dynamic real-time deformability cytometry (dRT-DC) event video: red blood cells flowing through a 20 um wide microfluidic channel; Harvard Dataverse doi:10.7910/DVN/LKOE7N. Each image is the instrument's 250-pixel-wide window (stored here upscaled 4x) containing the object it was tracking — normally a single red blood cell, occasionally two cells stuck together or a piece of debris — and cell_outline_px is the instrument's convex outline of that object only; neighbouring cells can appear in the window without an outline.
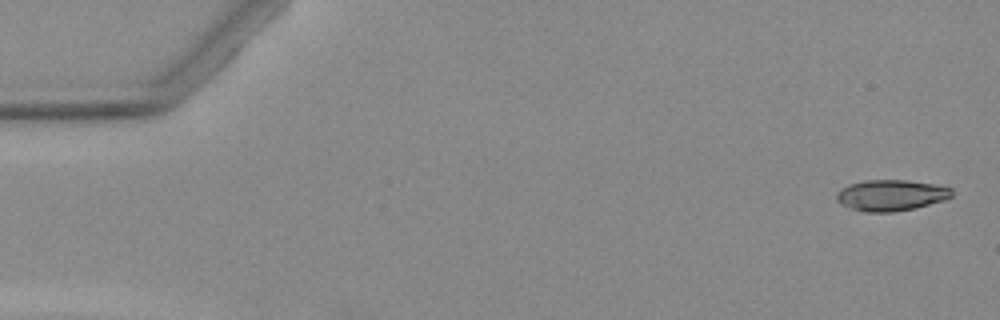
{"species": "Egyptian fruit bat (a non-hibernating species)", "species_latin": "Rousettus aegyptiacus", "temperature_condition": "warm", "stored_images_in_passage": 8, "camera_frame_rate_fps": 3000, "um_per_image_px": 0.085, "animal": {"sex": "female"}, "frame": {"image": 1, "passage_image": 1, "time_ms": 0.0, "image_size_px": [1000, 320], "cell_outline_px": [[952, 196], [944, 200], [916, 208], [892, 212], [864, 212], [840, 204], [836, 200], [836, 196], [840, 188], [848, 184], [864, 180], [904, 180], [932, 184], [952, 188]], "centroid_in_image_um": [75.7, 16.6], "position_along_channel_um": 9.3, "area_um2": 20.87}}
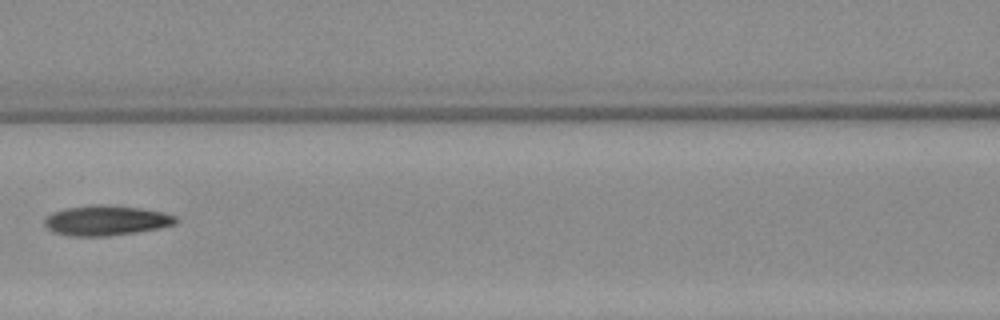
{"frame": {"image": 2, "passage_image": 7, "time_ms": 7.333, "image_size_px": [1000, 320], "cell_outline_px": [[176, 220], [172, 224], [156, 228], [136, 232], [104, 236], [72, 236], [52, 232], [44, 224], [44, 220], [52, 212], [64, 208], [96, 204], [108, 204], [140, 208], [164, 212], [176, 216]], "centroid_in_image_um": [8.96, 18.72], "position_along_channel_um": 157.6, "area_um2": 22.83}}
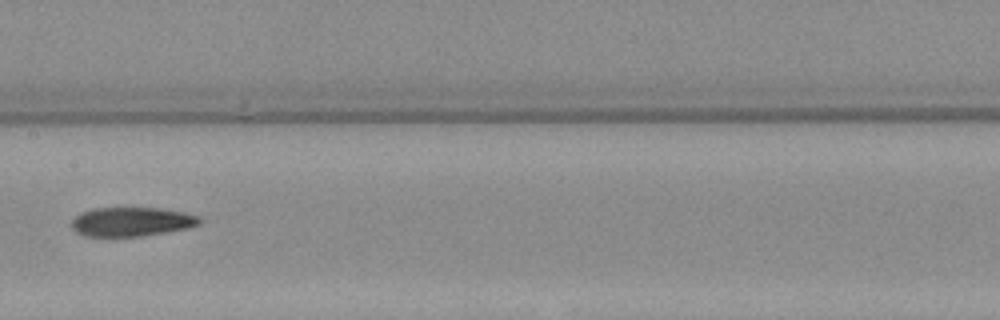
{"frame": {"image": 3, "passage_image": 8, "time_ms": 8.333, "image_size_px": [1000, 320], "cell_outline_px": [[200, 224], [184, 228], [164, 232], [140, 236], [84, 236], [76, 232], [72, 228], [72, 220], [80, 212], [92, 208], [160, 208], [184, 212], [196, 216], [200, 220]], "centroid_in_image_um": [11.12, 18.84], "position_along_channel_um": 196.3, "area_um2": 21.44}}